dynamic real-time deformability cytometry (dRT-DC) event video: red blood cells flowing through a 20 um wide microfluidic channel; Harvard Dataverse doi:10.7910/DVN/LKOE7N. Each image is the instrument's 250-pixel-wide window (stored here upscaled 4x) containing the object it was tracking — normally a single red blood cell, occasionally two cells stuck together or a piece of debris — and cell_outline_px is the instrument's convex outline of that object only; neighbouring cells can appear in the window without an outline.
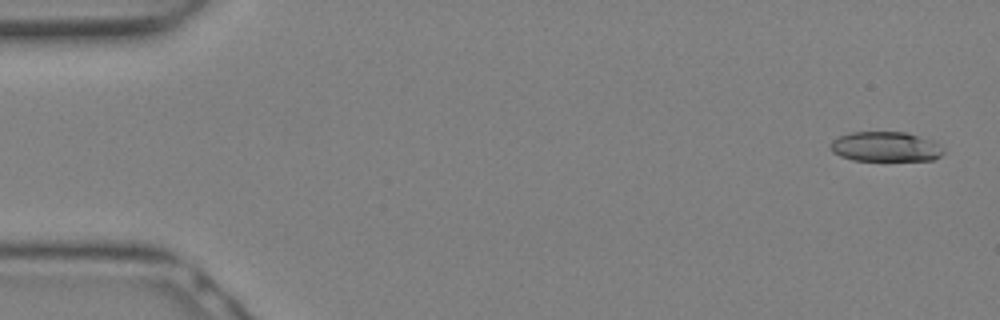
{"species": "Egyptian fruit bat (a non-hibernating species)", "species_latin": "Rousettus aegyptiacus", "temperature_condition": "warm", "stored_images_in_passage": 12, "camera_frame_rate_fps": 3000, "um_per_image_px": 0.085, "animal": {"sex": "female"}, "frame": {"image": 1, "passage_image": 1, "time_ms": 0.0, "image_size_px": [1000, 320], "cell_outline_px": [[944, 152], [940, 156], [932, 160], [852, 160], [840, 156], [832, 152], [828, 144], [832, 140], [840, 136], [852, 132], [904, 132], [920, 136], [932, 140], [944, 148]], "centroid_in_image_um": [75.25, 12.47], "position_along_channel_um": 9.7, "area_um2": 19.71}}
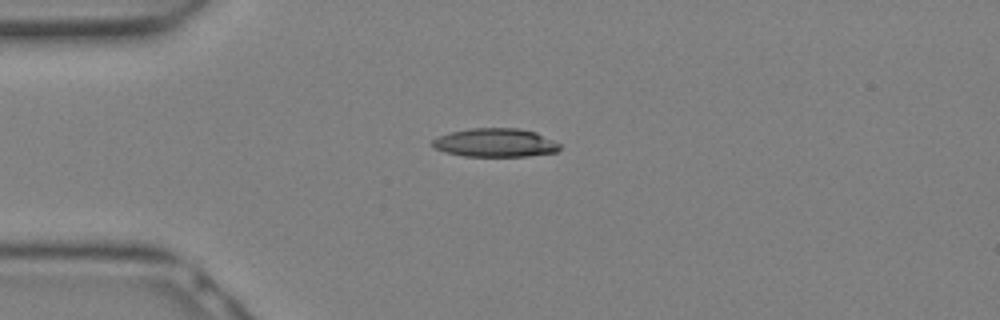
{"frame": {"image": 2, "passage_image": 7, "time_ms": 2.0, "image_size_px": [1000, 320], "cell_outline_px": [[560, 148], [556, 152], [528, 156], [464, 156], [444, 152], [436, 148], [432, 144], [432, 140], [436, 136], [468, 128], [520, 128], [536, 132], [560, 144]], "centroid_in_image_um": [42.08, 12.12], "position_along_channel_um": 42.9, "area_um2": 21.21}}
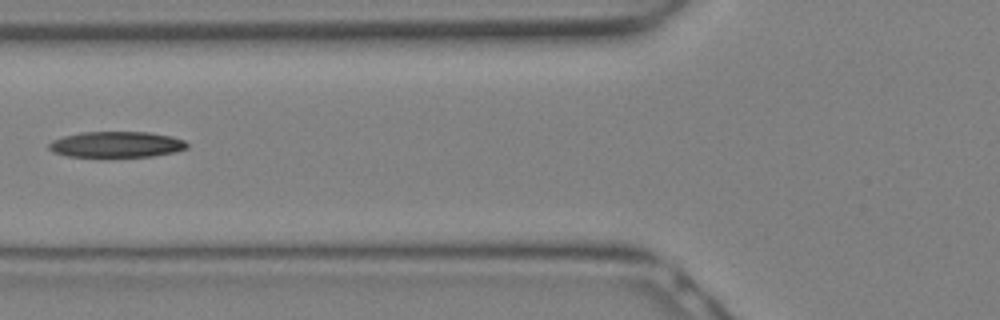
{"frame": {"image": 3, "passage_image": 11, "time_ms": 3.333, "image_size_px": [1000, 320], "cell_outline_px": [[188, 148], [176, 152], [152, 156], [108, 160], [68, 156], [52, 152], [48, 148], [48, 144], [52, 140], [64, 136], [80, 132], [148, 132], [172, 136], [184, 140], [188, 144]], "centroid_in_image_um": [9.87, 12.33], "position_along_channel_um": 115.9, "area_um2": 22.02}}